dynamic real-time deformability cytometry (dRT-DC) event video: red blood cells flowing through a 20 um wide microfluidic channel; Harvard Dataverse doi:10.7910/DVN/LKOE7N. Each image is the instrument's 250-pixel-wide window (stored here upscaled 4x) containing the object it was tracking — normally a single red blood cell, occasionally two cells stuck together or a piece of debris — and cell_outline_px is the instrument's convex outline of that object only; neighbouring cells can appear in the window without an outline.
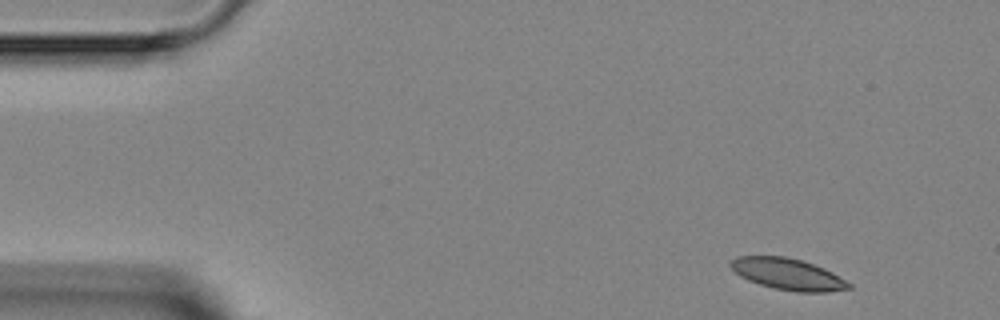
{"species": "Egyptian fruit bat (a non-hibernating species)", "species_latin": "Rousettus aegyptiacus", "temperature_condition": "room temperature", "stored_images_in_passage": 3, "camera_frame_rate_fps": 3000, "um_per_image_px": 0.085, "animal": {"sex": "female"}, "frame": {"image": 1, "passage_image": 1, "time_ms": 0.0, "image_size_px": [1000, 320], "cell_outline_px": [[852, 288], [828, 292], [796, 292], [776, 288], [760, 284], [748, 280], [740, 276], [728, 264], [736, 256], [784, 256], [800, 260], [824, 268], [832, 272], [852, 284]], "centroid_in_image_um": [66.98, 23.3], "position_along_channel_um": 18.0, "area_um2": 21.5}}